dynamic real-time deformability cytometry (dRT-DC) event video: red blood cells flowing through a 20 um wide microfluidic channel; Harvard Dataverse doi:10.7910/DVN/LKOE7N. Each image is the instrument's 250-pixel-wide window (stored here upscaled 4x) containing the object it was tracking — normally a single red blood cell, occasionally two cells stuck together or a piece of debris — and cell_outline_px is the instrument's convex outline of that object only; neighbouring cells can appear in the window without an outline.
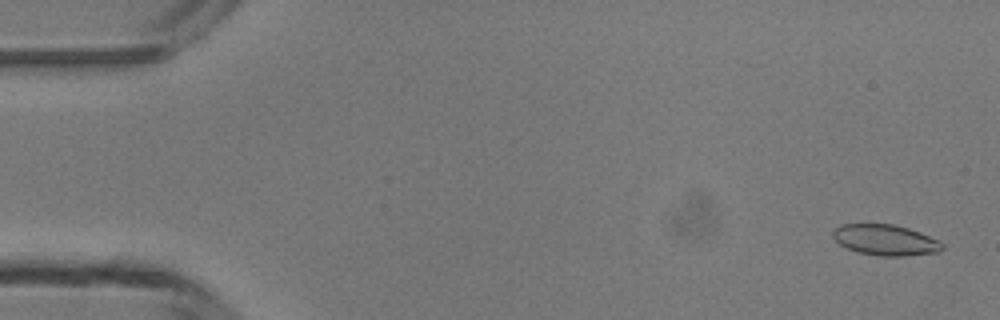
{"species": "common noctule bat (a hibernating species)", "species_latin": "Nyctalus noctula", "temperature_condition": "room temperature", "stored_images_in_passage": 48, "camera_frame_rate_fps": 3000, "um_per_image_px": 0.085, "animal": {"sex": "male", "body_mass_g": 13.3}, "frame": {"image": 1, "passage_image": 2, "time_ms": 0.333, "image_size_px": [1000, 320], "cell_outline_px": [[944, 248], [940, 252], [904, 256], [880, 256], [856, 252], [840, 244], [832, 236], [832, 232], [840, 224], [892, 224], [908, 228], [920, 232], [940, 240], [944, 244]], "centroid_in_image_um": [75.29, 20.4], "position_along_channel_um": 9.7, "area_um2": 19.77}}
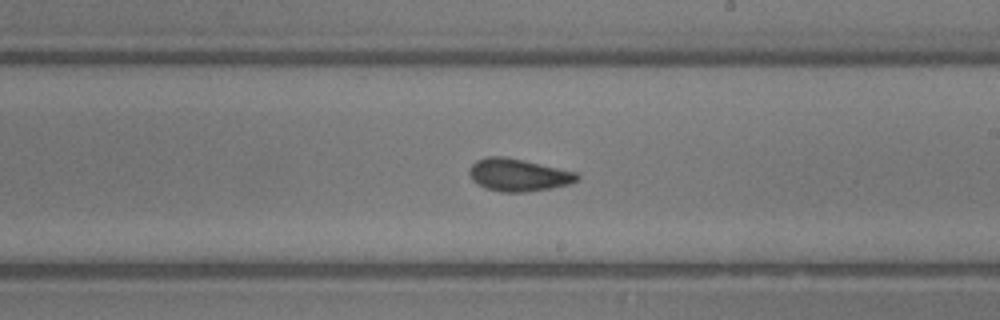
{"frame": {"image": 2, "passage_image": 28, "time_ms": 9.0, "image_size_px": [1000, 320], "cell_outline_px": [[580, 176], [576, 180], [568, 184], [548, 188], [524, 192], [500, 192], [484, 188], [472, 180], [468, 172], [468, 168], [476, 160], [488, 156], [504, 156], [524, 160], [576, 172]], "centroid_in_image_um": [43.99, 14.86], "position_along_channel_um": 245.0, "area_um2": 20.35}}
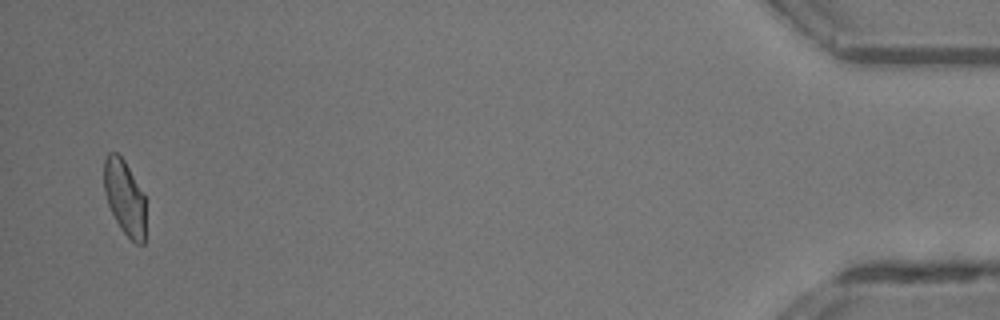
{"frame": {"image": 3, "passage_image": 47, "time_ms": 15.333, "image_size_px": [1000, 320], "cell_outline_px": [[144, 244], [136, 244], [120, 228], [108, 204], [104, 192], [104, 160], [108, 152], [116, 152], [124, 160], [144, 192]], "centroid_in_image_um": [10.58, 16.75], "position_along_channel_um": 424.6, "area_um2": 18.09}, "authors_computed_cell_mechanics": {"area_um2": 19.8543, "velocity_mm_per_s": 4.2726, "shape_relaxation_time_tau1_ms": 5.986, "shape_relaxation_time_tau2_ms": 1.2137, "deformation_change_tau1": 0.1401, "deformation_change_tau2": 0.0773}}